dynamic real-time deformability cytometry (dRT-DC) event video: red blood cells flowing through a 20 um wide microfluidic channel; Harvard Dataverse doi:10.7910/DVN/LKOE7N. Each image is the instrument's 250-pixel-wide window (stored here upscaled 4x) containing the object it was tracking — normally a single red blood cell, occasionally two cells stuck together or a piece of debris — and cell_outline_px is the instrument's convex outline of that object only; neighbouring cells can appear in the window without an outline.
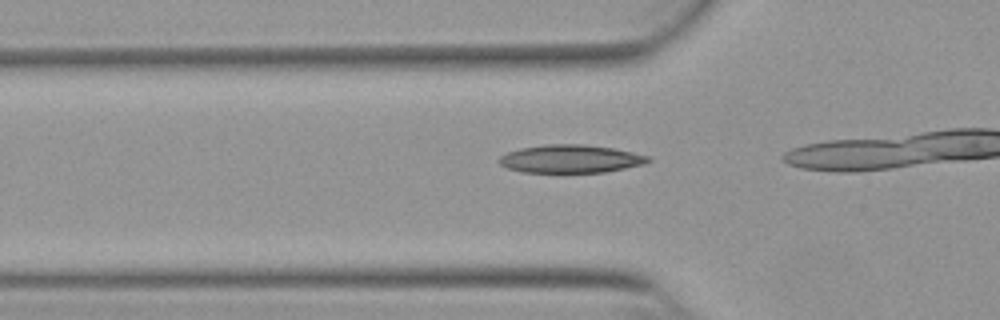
{"species": "Egyptian fruit bat (a non-hibernating species)", "species_latin": "Rousettus aegyptiacus", "temperature_condition": "warm", "stored_images_in_passage": 17, "camera_frame_rate_fps": 3000, "um_per_image_px": 0.085, "animal": {"sex": "female"}, "frame": {"image": 1, "passage_image": 13, "time_ms": 4.0, "image_size_px": [1000, 320], "cell_outline_px": [[652, 160], [644, 164], [604, 172], [520, 172], [508, 168], [500, 164], [496, 160], [500, 156], [508, 152], [520, 148], [544, 144], [584, 144], [612, 148], [632, 152], [648, 156]], "centroid_in_image_um": [48.46, 13.5], "position_along_channel_um": 77.3, "area_um2": 24.33}}
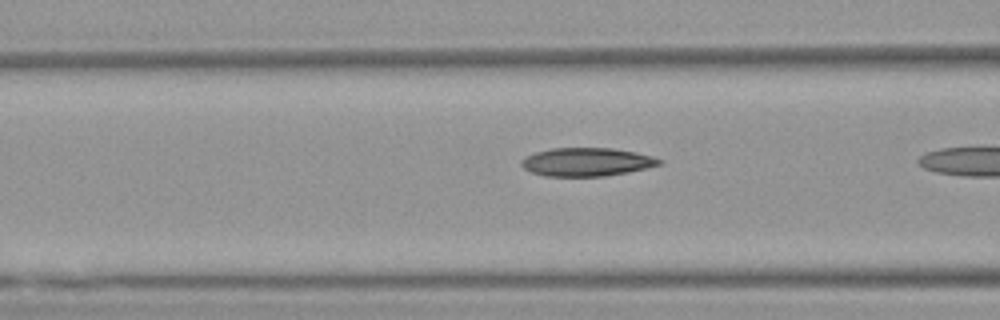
{"frame": {"image": 2, "passage_image": 16, "time_ms": 5.0, "image_size_px": [1000, 320], "cell_outline_px": [[660, 164], [628, 172], [604, 176], [544, 176], [532, 172], [524, 168], [520, 164], [520, 160], [524, 156], [536, 152], [552, 148], [612, 148], [636, 152], [652, 156], [660, 160]], "centroid_in_image_um": [49.81, 13.76], "position_along_channel_um": 116.8, "area_um2": 22.66}}